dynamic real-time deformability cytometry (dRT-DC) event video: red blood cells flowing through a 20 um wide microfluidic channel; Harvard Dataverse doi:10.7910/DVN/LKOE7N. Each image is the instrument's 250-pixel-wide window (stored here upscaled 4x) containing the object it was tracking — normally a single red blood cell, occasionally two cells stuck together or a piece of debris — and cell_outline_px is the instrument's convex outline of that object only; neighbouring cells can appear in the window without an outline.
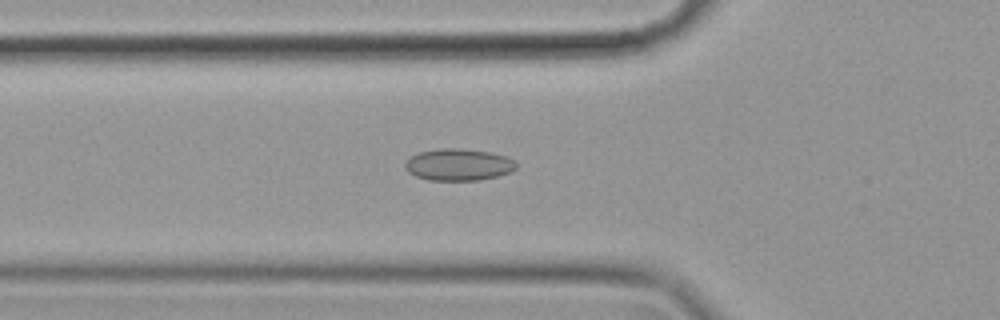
{"species": "common noctule bat (a hibernating species)", "species_latin": "Nyctalus noctula", "temperature_condition": "cold", "stored_images_in_passage": 47, "camera_frame_rate_fps": 3000, "um_per_image_px": 0.085, "animal": {"sex": "female", "body_mass_g": 19.9}, "frame": {"image": 1, "passage_image": 10, "time_ms": 3.0, "image_size_px": [1000, 320], "cell_outline_px": [[516, 168], [512, 172], [480, 180], [428, 180], [416, 176], [408, 172], [404, 168], [404, 164], [412, 156], [420, 152], [440, 148], [464, 148], [492, 152], [504, 156], [512, 160], [516, 164]], "centroid_in_image_um": [38.97, 13.99], "position_along_channel_um": 86.8, "area_um2": 20.63}}
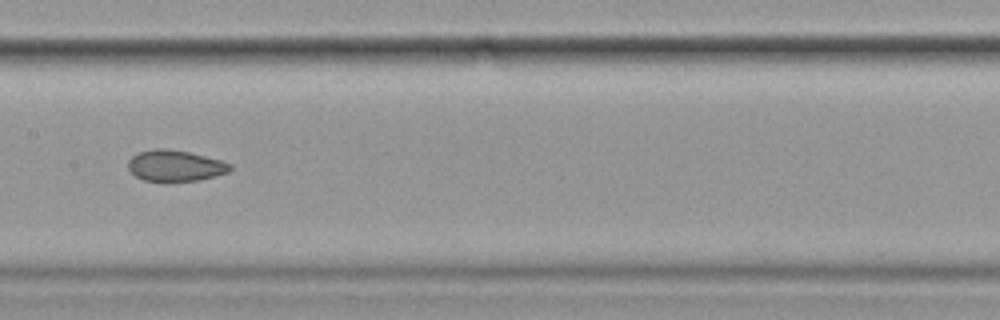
{"frame": {"image": 2, "passage_image": 19, "time_ms": 6.0, "image_size_px": [1000, 320], "cell_outline_px": [[232, 168], [228, 172], [200, 180], [168, 184], [144, 180], [136, 176], [128, 168], [128, 160], [132, 156], [140, 152], [156, 148], [168, 148], [188, 152], [220, 160], [232, 164]], "centroid_in_image_um": [14.88, 14.12], "position_along_channel_um": 192.5, "area_um2": 18.96}}
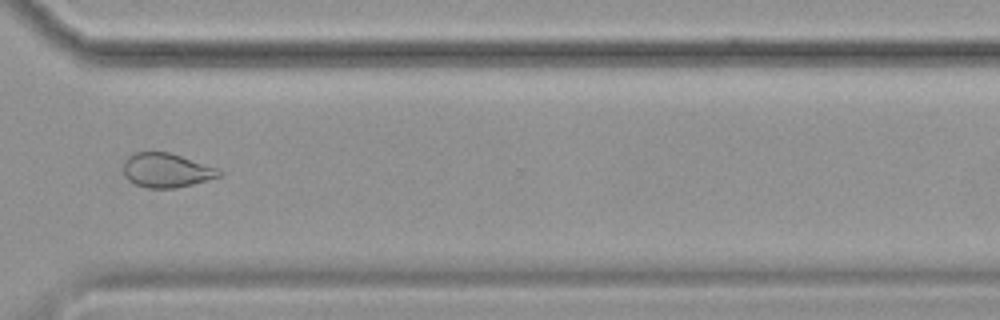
{"frame": {"image": 3, "passage_image": 33, "time_ms": 10.667, "image_size_px": [1000, 320], "cell_outline_px": [[224, 172], [220, 176], [192, 184], [176, 188], [148, 188], [136, 184], [128, 180], [124, 176], [124, 160], [128, 156], [136, 152], [168, 152], [220, 168]], "centroid_in_image_um": [14.16, 14.47], "position_along_channel_um": 356.4, "area_um2": 19.13}, "authors_computed_cell_mechanics": {"area_um2": 20.0566, "velocity_mm_per_s": 3.5115, "shape_relaxation_time_tau1_ms": null, "shape_relaxation_time_tau2_ms": 3.4087, "deformation_change_tau1": null, "deformation_change_tau2": 0.0786}}